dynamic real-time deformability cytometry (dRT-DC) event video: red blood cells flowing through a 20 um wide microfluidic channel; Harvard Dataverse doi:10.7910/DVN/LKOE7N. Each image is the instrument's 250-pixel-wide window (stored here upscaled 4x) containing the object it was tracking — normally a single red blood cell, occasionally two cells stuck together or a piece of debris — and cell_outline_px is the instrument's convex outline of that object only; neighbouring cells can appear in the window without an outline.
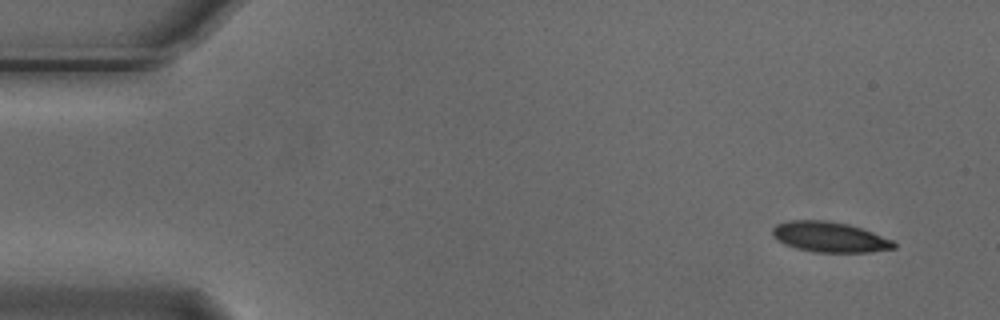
{"species": "Egyptian fruit bat (a non-hibernating species)", "species_latin": "Rousettus aegyptiacus", "temperature_condition": "cold", "stored_images_in_passage": 5, "camera_frame_rate_fps": 3000, "um_per_image_px": 0.085, "animal": {"sex": "male"}, "frame": {"image": 1, "passage_image": 1, "time_ms": 0.0, "image_size_px": [1000, 320], "cell_outline_px": [[896, 248], [872, 252], [812, 252], [796, 248], [784, 244], [776, 240], [772, 236], [772, 228], [776, 224], [788, 220], [828, 220], [848, 224], [872, 232], [892, 240], [896, 244]], "centroid_in_image_um": [70.48, 20.14], "position_along_channel_um": 14.5, "area_um2": 21.62}}
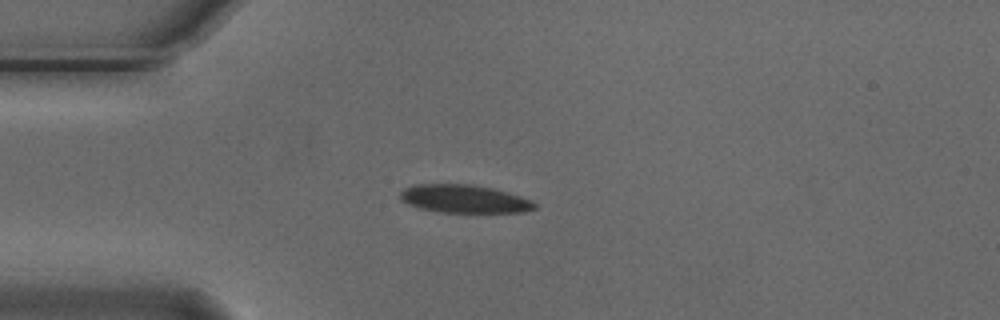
{"frame": {"image": 2, "passage_image": 4, "time_ms": 1.0, "image_size_px": [1000, 320], "cell_outline_px": [[536, 208], [524, 212], [440, 212], [420, 208], [408, 204], [400, 200], [400, 192], [404, 188], [416, 184], [468, 184], [492, 188], [520, 196], [536, 204]], "centroid_in_image_um": [39.41, 16.9], "position_along_channel_um": 45.6, "area_um2": 21.79}}
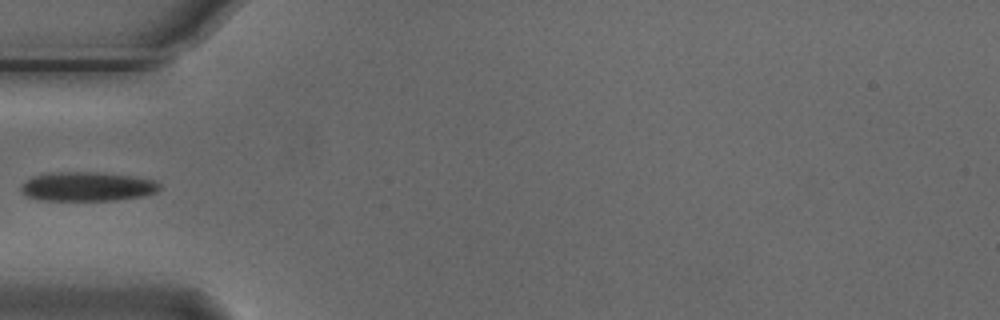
{"frame": {"image": 3, "passage_image": 5, "time_ms": 1.333, "image_size_px": [1000, 320], "cell_outline_px": [[160, 188], [156, 192], [140, 196], [116, 200], [40, 200], [24, 196], [20, 188], [24, 180], [32, 176], [48, 172], [104, 172], [132, 176], [152, 180], [160, 184]], "centroid_in_image_um": [7.34, 15.84], "position_along_channel_um": 77.7, "area_um2": 23.76}}